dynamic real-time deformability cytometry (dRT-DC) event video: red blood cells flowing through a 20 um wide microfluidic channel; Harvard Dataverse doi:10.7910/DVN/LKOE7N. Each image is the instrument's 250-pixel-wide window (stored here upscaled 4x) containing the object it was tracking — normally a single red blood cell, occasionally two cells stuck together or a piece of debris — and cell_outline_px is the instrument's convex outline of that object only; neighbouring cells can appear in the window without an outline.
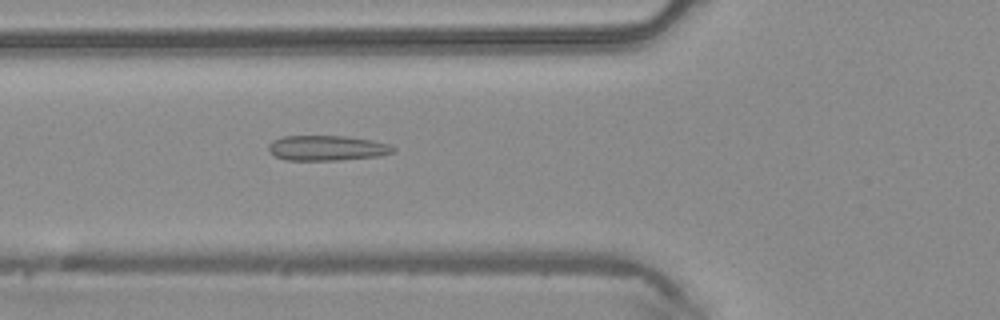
{"species": "common noctule bat (a hibernating species)", "species_latin": "Nyctalus noctula", "temperature_condition": "warm", "stored_images_in_passage": 35, "camera_frame_rate_fps": 3000, "um_per_image_px": 0.085, "animal": {"sex": "male", "body_mass_g": 20.4}, "frame": {"image": 1, "passage_image": 5, "time_ms": 1.333, "image_size_px": [1000, 320], "cell_outline_px": [[396, 152], [380, 156], [340, 160], [284, 160], [268, 152], [268, 144], [272, 140], [284, 136], [344, 136], [372, 140], [392, 144], [396, 148]], "centroid_in_image_um": [27.82, 12.58], "position_along_channel_um": 98.0, "area_um2": 18.55}}
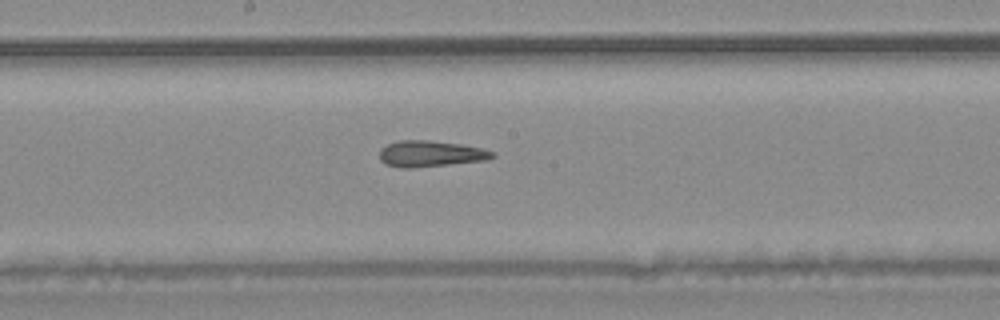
{"frame": {"image": 2, "passage_image": 13, "time_ms": 4.0, "image_size_px": [1000, 320], "cell_outline_px": [[496, 156], [488, 160], [408, 168], [404, 168], [384, 164], [380, 160], [380, 148], [388, 144], [400, 140], [428, 140], [460, 144], [480, 148], [496, 152]], "centroid_in_image_um": [36.6, 13.06], "position_along_channel_um": 211.6, "area_um2": 17.11}}
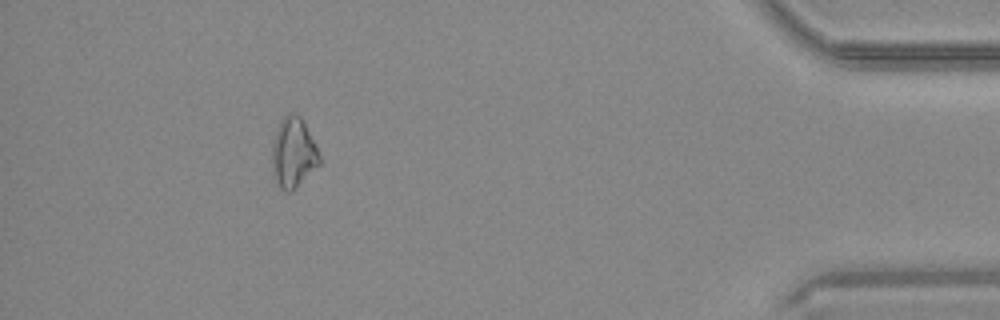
{"frame": {"image": 3, "passage_image": 31, "time_ms": 10.0, "image_size_px": [1000, 320], "cell_outline_px": [[320, 164], [292, 192], [284, 192], [280, 188], [272, 172], [272, 144], [276, 128], [284, 116], [288, 112], [292, 112], [300, 116], [316, 144], [320, 156]], "centroid_in_image_um": [24.92, 13.0], "position_along_channel_um": 410.3, "area_um2": 19.54}, "authors_computed_cell_mechanics": {"area_um2": 17.34, "velocity_mm_per_s": 4.2407, "shape_relaxation_time_tau1_ms": null, "shape_relaxation_time_tau2_ms": 7.0303, "deformation_change_tau1": null, "deformation_change_tau2": 0.1807}}